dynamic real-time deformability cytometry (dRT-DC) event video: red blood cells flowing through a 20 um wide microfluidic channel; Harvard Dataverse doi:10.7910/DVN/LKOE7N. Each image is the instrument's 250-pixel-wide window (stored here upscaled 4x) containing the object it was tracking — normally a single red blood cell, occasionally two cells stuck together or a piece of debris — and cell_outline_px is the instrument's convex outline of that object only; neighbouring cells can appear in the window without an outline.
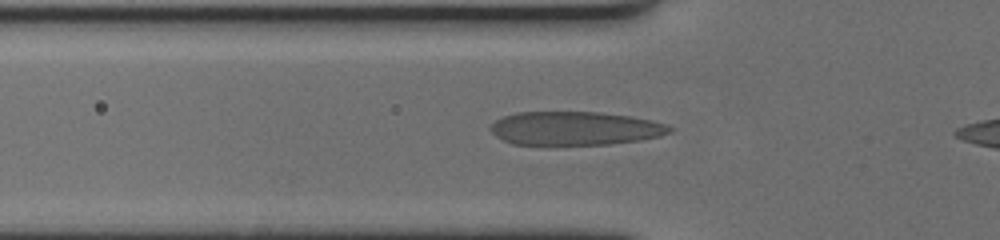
{"species": "human", "species_latin": "Homo sapiens", "temperature_condition": "cold", "stored_images_in_passage": 40, "camera_frame_rate_fps": 3000, "um_per_image_px": 0.085, "donor": {"sex": "female"}, "frame": {"image": 1, "passage_image": 8, "time_ms": 2.333, "image_size_px": [1000, 240], "cell_outline_px": [[672, 132], [660, 136], [640, 140], [608, 144], [548, 148], [512, 144], [496, 136], [488, 128], [496, 120], [504, 116], [516, 112], [600, 112], [628, 116], [652, 120], [664, 124], [672, 128]], "centroid_in_image_um": [48.8, 10.96], "position_along_channel_um": 77.0, "area_um2": 36.24}}
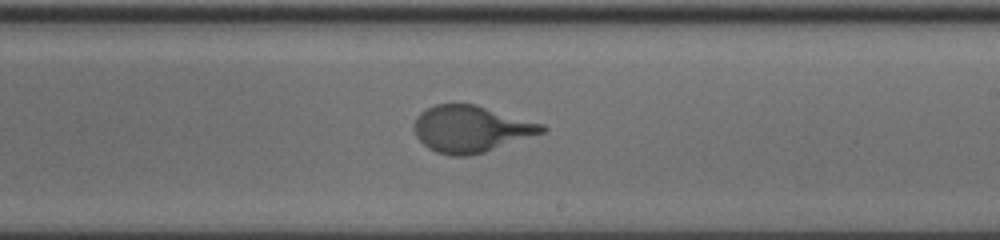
{"frame": {"image": 2, "passage_image": 23, "time_ms": 7.333, "image_size_px": [1000, 240], "cell_outline_px": [[548, 128], [544, 132], [484, 152], [468, 156], [452, 156], [436, 152], [428, 148], [416, 136], [412, 128], [412, 124], [416, 116], [420, 112], [436, 104], [476, 104], [544, 124]], "centroid_in_image_um": [40.0, 10.95], "position_along_channel_um": 249.0, "area_um2": 34.8}}
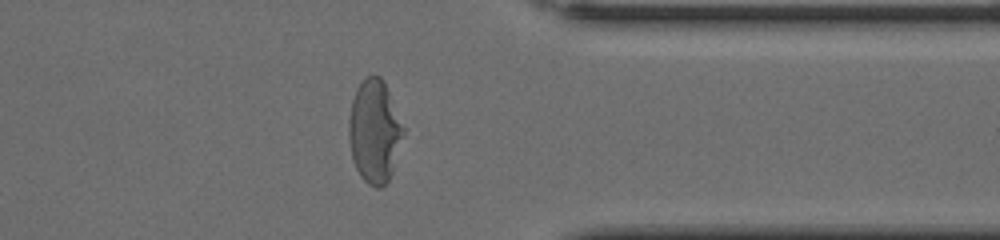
{"frame": {"image": 3, "passage_image": 35, "time_ms": 11.333, "image_size_px": [1000, 240], "cell_outline_px": [[404, 132], [392, 172], [388, 180], [380, 188], [376, 188], [368, 184], [360, 176], [352, 160], [348, 136], [348, 120], [352, 100], [356, 88], [360, 80], [368, 76], [380, 76], [384, 80], [404, 128]], "centroid_in_image_um": [31.8, 11.15], "position_along_channel_um": 379.6, "area_um2": 32.77}}